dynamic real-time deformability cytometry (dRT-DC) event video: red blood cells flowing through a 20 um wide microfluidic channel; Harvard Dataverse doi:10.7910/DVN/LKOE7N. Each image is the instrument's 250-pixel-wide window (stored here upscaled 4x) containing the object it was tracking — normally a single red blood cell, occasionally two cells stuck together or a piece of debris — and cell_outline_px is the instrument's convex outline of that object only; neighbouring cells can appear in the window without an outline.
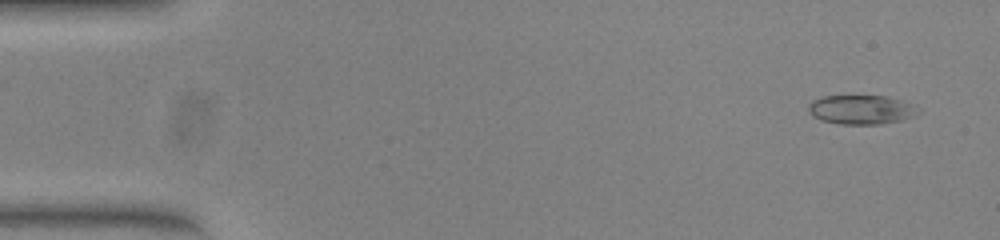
{"species": "common noctule bat (a hibernating species)", "species_latin": "Nyctalus noctula", "temperature_condition": "warm", "stored_images_in_passage": 53, "camera_frame_rate_fps": 3000, "um_per_image_px": 0.085, "animal": {"sex": "female", "body_mass_g": 23.0, "forearm_length_mm": 53.4}, "frame": {"image": 1, "passage_image": 3, "time_ms": 0.667, "image_size_px": [1000, 240], "cell_outline_px": [[920, 112], [916, 116], [900, 120], [880, 124], [840, 124], [820, 120], [812, 116], [808, 112], [808, 104], [812, 100], [824, 96], [888, 96], [916, 104], [920, 108]], "centroid_in_image_um": [73.24, 9.31], "position_along_channel_um": 11.8, "area_um2": 19.02}}
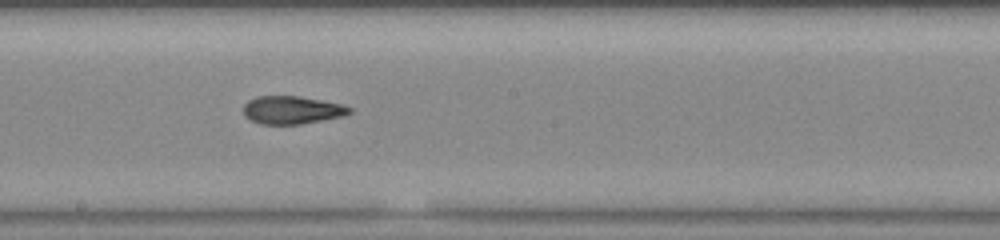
{"frame": {"image": 2, "passage_image": 29, "time_ms": 9.333, "image_size_px": [1000, 240], "cell_outline_px": [[352, 112], [340, 116], [300, 124], [260, 124], [244, 116], [244, 104], [248, 100], [256, 96], [300, 96], [340, 104], [352, 108]], "centroid_in_image_um": [24.77, 9.34], "position_along_channel_um": 223.4, "area_um2": 17.05}}
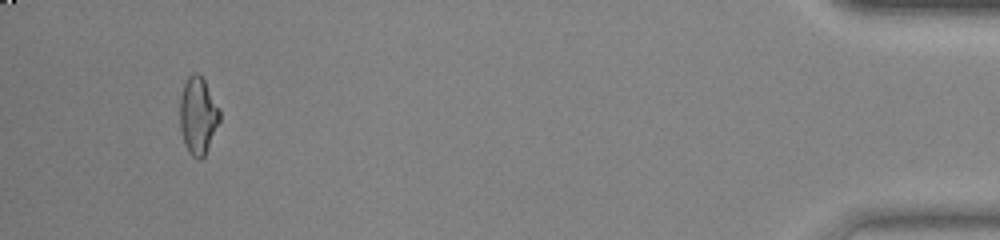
{"frame": {"image": 3, "passage_image": 50, "time_ms": 16.333, "image_size_px": [1000, 240], "cell_outline_px": [[220, 120], [204, 156], [200, 160], [192, 156], [184, 144], [180, 128], [180, 96], [184, 84], [188, 76], [192, 72], [196, 72], [204, 80], [220, 112]], "centroid_in_image_um": [16.8, 9.83], "position_along_channel_um": 418.4, "area_um2": 17.63}, "authors_computed_cell_mechanics": {"area_um2": 17.8602, "velocity_mm_per_s": 3.8697, "shape_relaxation_time_tau1_ms": null, "shape_relaxation_time_tau2_ms": 2.8696, "deformation_change_tau1": null, "deformation_change_tau2": 0.1031}}